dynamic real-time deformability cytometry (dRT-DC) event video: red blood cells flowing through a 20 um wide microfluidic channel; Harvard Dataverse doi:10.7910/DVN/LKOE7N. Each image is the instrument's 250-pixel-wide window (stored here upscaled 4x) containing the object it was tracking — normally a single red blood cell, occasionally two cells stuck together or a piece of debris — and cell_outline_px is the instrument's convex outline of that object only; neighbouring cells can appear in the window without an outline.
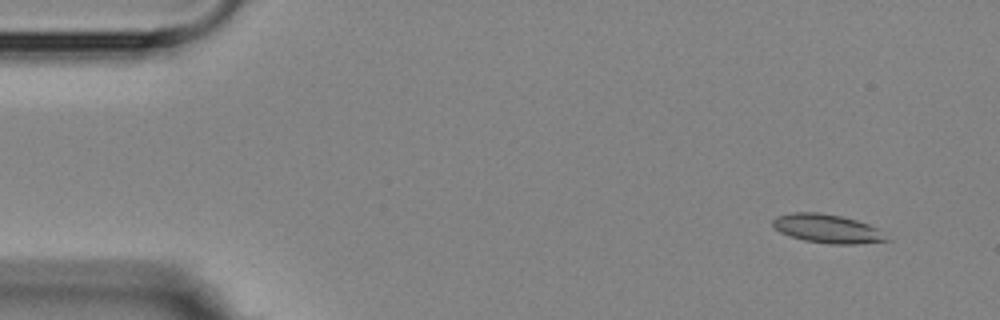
{"species": "Egyptian fruit bat (a non-hibernating species)", "species_latin": "Rousettus aegyptiacus", "temperature_condition": "room temperature", "stored_images_in_passage": 4, "camera_frame_rate_fps": 3000, "um_per_image_px": 0.085, "animal": {"sex": "female"}, "frame": {"image": 1, "passage_image": 1, "time_ms": 0.0, "image_size_px": [1000, 320], "cell_outline_px": [[892, 240], [856, 244], [832, 244], [804, 240], [780, 232], [772, 224], [772, 220], [776, 216], [792, 212], [820, 212], [840, 216], [856, 220], [868, 224], [876, 228]], "centroid_in_image_um": [70.31, 19.43], "position_along_channel_um": 14.7, "area_um2": 18.9}}
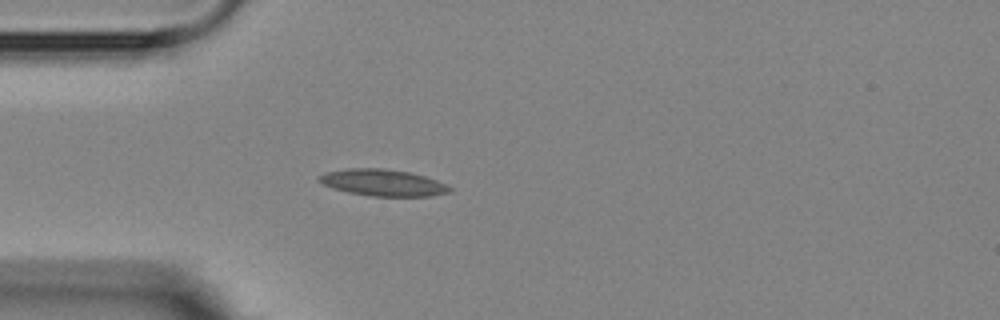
{"frame": {"image": 2, "passage_image": 4, "time_ms": 3.667, "image_size_px": [1000, 320], "cell_outline_px": [[452, 192], [428, 196], [372, 196], [348, 192], [332, 188], [316, 180], [320, 176], [328, 172], [348, 168], [384, 168], [408, 172], [424, 176], [448, 184], [452, 188]], "centroid_in_image_um": [32.58, 15.53], "position_along_channel_um": 52.4, "area_um2": 20.17}}